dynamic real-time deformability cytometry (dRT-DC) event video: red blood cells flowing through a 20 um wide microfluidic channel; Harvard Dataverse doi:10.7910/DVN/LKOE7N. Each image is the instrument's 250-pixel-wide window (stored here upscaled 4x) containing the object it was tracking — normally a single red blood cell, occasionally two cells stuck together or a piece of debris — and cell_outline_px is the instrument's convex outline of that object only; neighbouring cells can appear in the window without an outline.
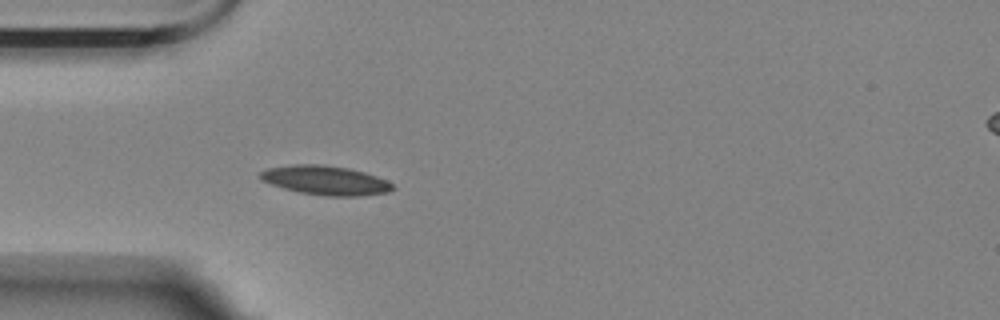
{"species": "Egyptian fruit bat (a non-hibernating species)", "species_latin": "Rousettus aegyptiacus", "temperature_condition": "room temperature", "stored_images_in_passage": 5, "camera_frame_rate_fps": 3000, "um_per_image_px": 0.085, "animal": {"sex": "female"}, "frame": {"image": 1, "passage_image": 5, "time_ms": 4.667, "image_size_px": [1000, 320], "cell_outline_px": [[396, 188], [388, 192], [360, 196], [328, 196], [300, 192], [284, 188], [260, 180], [260, 172], [268, 168], [296, 164], [324, 164], [348, 168], [364, 172], [376, 176], [392, 184]], "centroid_in_image_um": [27.67, 15.32], "position_along_channel_um": 57.3, "area_um2": 22.37}}